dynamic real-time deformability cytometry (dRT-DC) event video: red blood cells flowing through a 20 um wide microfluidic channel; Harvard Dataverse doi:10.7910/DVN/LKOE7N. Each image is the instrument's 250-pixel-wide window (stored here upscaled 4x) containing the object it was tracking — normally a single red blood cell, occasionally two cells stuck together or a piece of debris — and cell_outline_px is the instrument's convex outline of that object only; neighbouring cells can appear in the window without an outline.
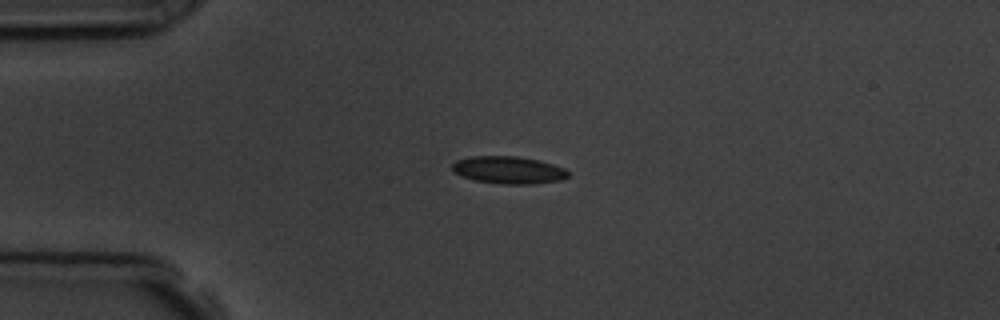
{"species": "common noctule bat (a hibernating species)", "species_latin": "Nyctalus noctula", "temperature_condition": "room temperature", "stored_images_in_passage": 3, "camera_frame_rate_fps": 3000, "um_per_image_px": 0.085, "animal": {"sex": "male", "body_mass_g": 19.5, "forearm_length_mm": 54.6}, "frame": {"image": 1, "passage_image": 2, "time_ms": 1.333, "image_size_px": [1000, 320], "cell_outline_px": [[568, 176], [560, 180], [532, 184], [500, 184], [476, 180], [452, 172], [452, 164], [456, 160], [472, 156], [516, 156], [536, 160], [552, 164], [564, 168], [568, 172]], "centroid_in_image_um": [43.2, 14.45], "position_along_channel_um": 41.8, "area_um2": 18.32}}